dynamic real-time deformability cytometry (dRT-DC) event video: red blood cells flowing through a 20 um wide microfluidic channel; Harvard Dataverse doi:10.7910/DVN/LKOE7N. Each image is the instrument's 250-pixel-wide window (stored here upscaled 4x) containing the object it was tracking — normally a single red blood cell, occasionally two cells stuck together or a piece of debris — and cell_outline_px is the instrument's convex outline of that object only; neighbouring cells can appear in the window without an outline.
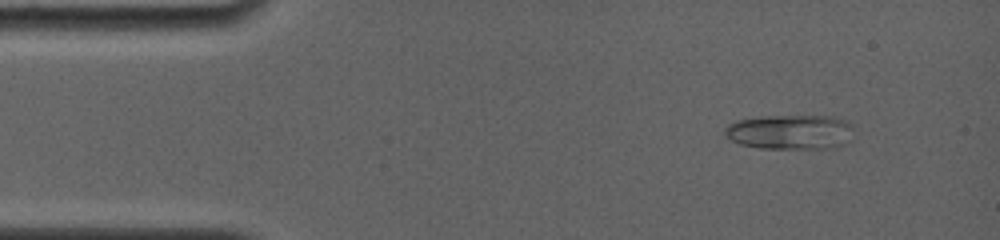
{"species": "common noctule bat (a hibernating species)", "species_latin": "Nyctalus noctula", "temperature_condition": "room temperature", "stored_images_in_passage": 59, "camera_frame_rate_fps": 4000, "um_per_image_px": 0.085, "animal": {"sex": "female", "body_mass_g": 19.0, "forearm_length_mm": 56.7}, "frame": {"image": 1, "passage_image": 2, "time_ms": 0.25, "image_size_px": [1000, 240], "cell_outline_px": [[848, 124], [816, 148], [760, 148], [740, 144], [732, 140], [724, 132], [724, 128], [728, 124], [736, 120], [768, 116], [816, 116], [840, 120]], "centroid_in_image_um": [66.61, 11.17], "position_along_channel_um": 18.4, "area_um2": 22.77}}
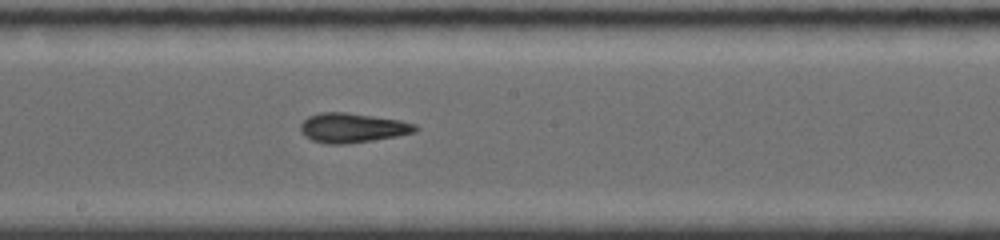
{"frame": {"image": 2, "passage_image": 30, "time_ms": 7.25, "image_size_px": [1000, 240], "cell_outline_px": [[420, 128], [416, 132], [396, 136], [348, 144], [324, 144], [312, 140], [304, 136], [300, 132], [300, 124], [308, 116], [320, 112], [344, 112], [400, 120], [416, 124]], "centroid_in_image_um": [29.93, 10.87], "position_along_channel_um": 218.3, "area_um2": 19.88}}
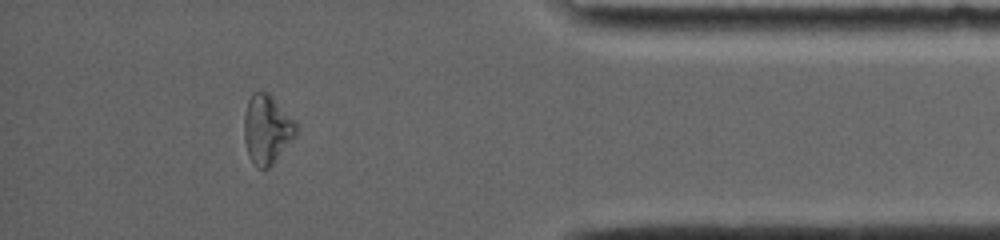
{"frame": {"image": 3, "passage_image": 52, "time_ms": 12.75, "image_size_px": [1000, 240], "cell_outline_px": [[296, 136], [272, 164], [268, 168], [260, 168], [248, 156], [244, 140], [244, 116], [248, 100], [252, 92], [264, 92], [272, 96], [296, 120]], "centroid_in_image_um": [22.69, 10.97], "position_along_channel_um": 412.5, "area_um2": 20.81}, "authors_computed_cell_mechanics": {"area_um2": 19.8254, "velocity_mm_per_s": 3.9302, "shape_relaxation_time_tau1_ms": 5.1927, "shape_relaxation_time_tau2_ms": 3.2145, "deformation_change_tau1": 0.1593, "deformation_change_tau2": 0.1331}}